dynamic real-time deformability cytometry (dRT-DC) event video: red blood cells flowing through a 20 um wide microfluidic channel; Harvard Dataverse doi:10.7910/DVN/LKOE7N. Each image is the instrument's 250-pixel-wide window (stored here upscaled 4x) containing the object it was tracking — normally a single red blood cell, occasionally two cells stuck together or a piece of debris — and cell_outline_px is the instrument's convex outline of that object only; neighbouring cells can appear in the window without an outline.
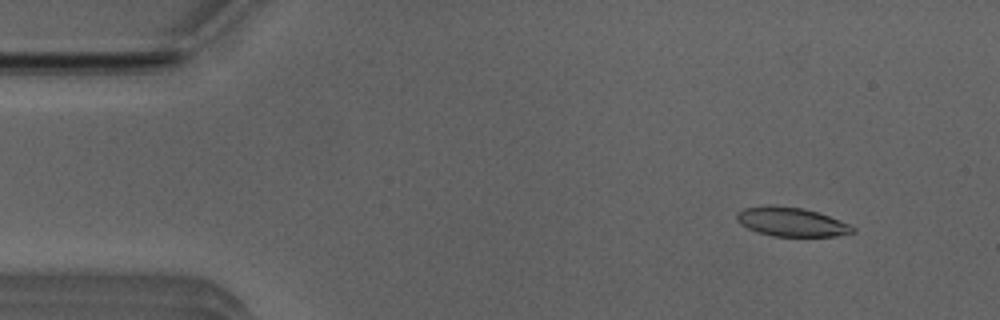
{"species": "Egyptian fruit bat (a non-hibernating species)", "species_latin": "Rousettus aegyptiacus", "temperature_condition": "room temperature", "stored_images_in_passage": 51, "camera_frame_rate_fps": 3000, "um_per_image_px": 0.085, "animal": {"sex": "male"}, "frame": {"image": 1, "passage_image": 5, "time_ms": 1.333, "image_size_px": [1000, 320], "cell_outline_px": [[856, 232], [836, 236], [772, 236], [756, 232], [740, 224], [736, 220], [736, 212], [744, 208], [804, 208], [828, 216], [848, 224], [856, 228]], "centroid_in_image_um": [67.29, 18.91], "position_along_channel_um": 17.7, "area_um2": 18.84}}
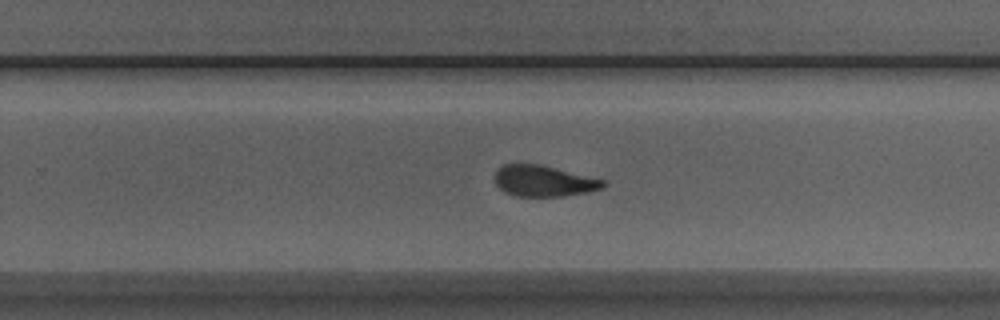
{"frame": {"image": 2, "passage_image": 32, "time_ms": 10.333, "image_size_px": [1000, 320], "cell_outline_px": [[604, 188], [588, 192], [564, 196], [516, 196], [504, 192], [496, 184], [496, 168], [504, 164], [540, 164], [604, 180]], "centroid_in_image_um": [46.2, 15.38], "position_along_channel_um": 283.6, "area_um2": 19.48}}
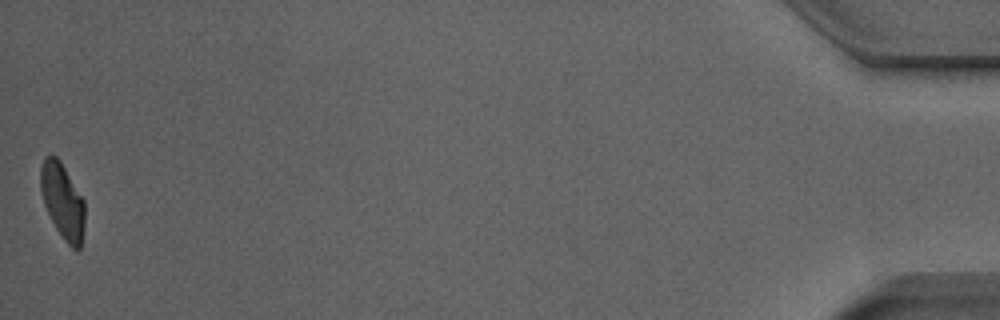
{"frame": {"image": 3, "passage_image": 51, "time_ms": 16.667, "image_size_px": [1000, 320], "cell_outline_px": [[84, 228], [80, 248], [76, 252], [64, 240], [56, 228], [44, 204], [40, 188], [40, 168], [44, 156], [56, 156], [60, 160], [84, 200]], "centroid_in_image_um": [5.32, 17.09], "position_along_channel_um": 429.9, "area_um2": 19.36}, "authors_computed_cell_mechanics": {"area_um2": 20.4612, "velocity_mm_per_s": 3.9492, "shape_relaxation_time_tau1_ms": 6.1939, "shape_relaxation_time_tau2_ms": 2.158, "deformation_change_tau1": 0.1844, "deformation_change_tau2": 0.0954}}